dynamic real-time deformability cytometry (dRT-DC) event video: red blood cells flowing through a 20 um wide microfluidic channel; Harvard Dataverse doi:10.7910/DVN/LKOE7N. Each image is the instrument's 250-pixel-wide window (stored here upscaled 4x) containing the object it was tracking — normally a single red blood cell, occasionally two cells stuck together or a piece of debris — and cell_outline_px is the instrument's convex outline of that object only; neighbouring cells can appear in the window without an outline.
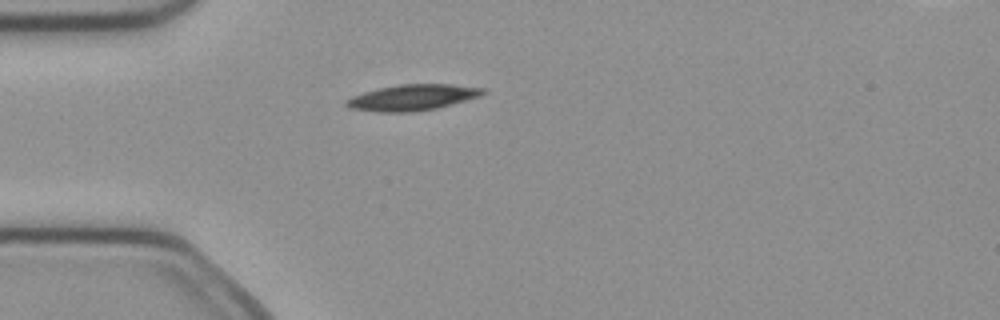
{"species": "common noctule bat (a hibernating species)", "species_latin": "Nyctalus noctula", "temperature_condition": "cold", "stored_images_in_passage": 38, "camera_frame_rate_fps": 3000, "um_per_image_px": 0.085, "animal": {"sex": "female", "body_mass_g": 21.9}, "frame": {"image": 1, "passage_image": 1, "time_ms": 0.0, "image_size_px": [1000, 320], "cell_outline_px": [[488, 92], [480, 96], [452, 104], [436, 108], [412, 112], [376, 112], [348, 108], [344, 104], [344, 100], [352, 96], [364, 92], [380, 88], [400, 84], [452, 84], [484, 88]], "centroid_in_image_um": [35.04, 8.29], "position_along_channel_um": 50.0, "area_um2": 20.75}}
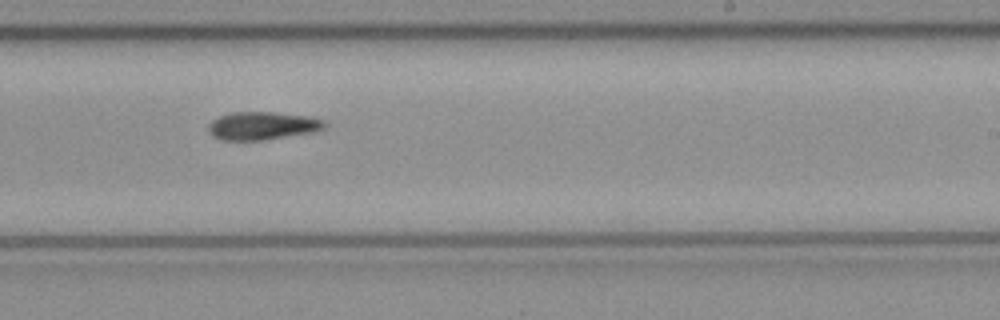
{"frame": {"image": 2, "passage_image": 18, "time_ms": 5.667, "image_size_px": [1000, 320], "cell_outline_px": [[328, 124], [324, 128], [316, 132], [264, 140], [220, 140], [212, 136], [208, 132], [208, 124], [212, 120], [220, 116], [232, 112], [272, 112], [312, 116], [324, 120]], "centroid_in_image_um": [22.33, 10.69], "position_along_channel_um": 266.7, "area_um2": 19.31}}
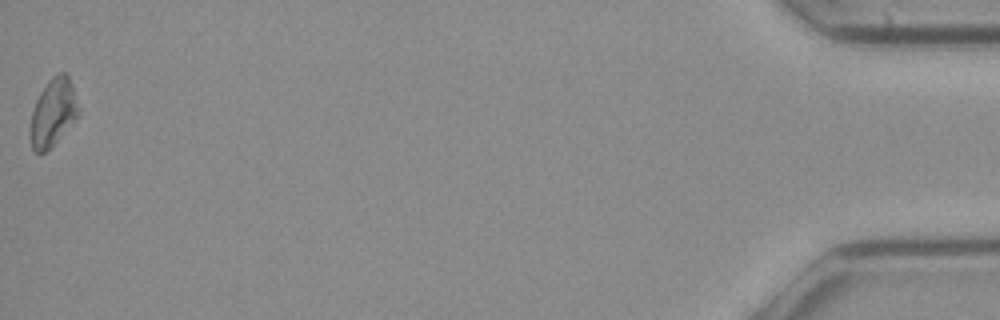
{"frame": {"image": 3, "passage_image": 38, "time_ms": 12.333, "image_size_px": [1000, 320], "cell_outline_px": [[80, 112], [56, 140], [40, 156], [32, 148], [28, 136], [32, 108], [40, 92], [48, 80], [56, 72], [64, 72], [68, 76], [72, 84], [80, 108]], "centroid_in_image_um": [4.47, 9.53], "position_along_channel_um": 430.7, "area_um2": 19.02}, "authors_computed_cell_mechanics": {"area_um2": 19.1607, "velocity_mm_per_s": 4.011, "shape_relaxation_time_tau1_ms": 4.566, "shape_relaxation_time_tau2_ms": null, "deformation_change_tau1": 0.123, "deformation_change_tau2": null}}